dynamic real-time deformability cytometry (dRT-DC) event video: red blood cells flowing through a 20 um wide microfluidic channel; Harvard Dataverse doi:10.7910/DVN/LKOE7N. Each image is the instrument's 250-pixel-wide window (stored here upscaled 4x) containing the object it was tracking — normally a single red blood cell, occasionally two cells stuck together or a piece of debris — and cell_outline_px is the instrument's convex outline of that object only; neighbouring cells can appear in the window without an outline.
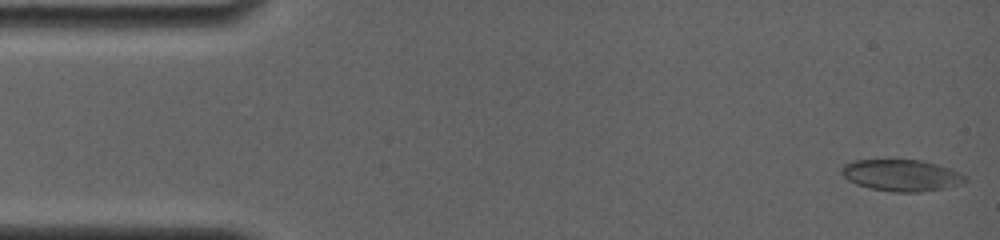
{"species": "common noctule bat (a hibernating species)", "species_latin": "Nyctalus noctula", "temperature_condition": "room temperature", "stored_images_in_passage": 39, "camera_frame_rate_fps": 4000, "um_per_image_px": 0.085, "animal": {"sex": "female", "body_mass_g": 19.0, "forearm_length_mm": 56.7}, "frame": {"image": 1, "passage_image": 1, "time_ms": 0.0, "image_size_px": [1000, 240], "cell_outline_px": [[968, 180], [960, 184], [944, 188], [920, 192], [892, 192], [872, 188], [856, 184], [848, 180], [840, 172], [840, 168], [844, 164], [852, 160], [924, 160], [960, 172], [968, 176]], "centroid_in_image_um": [76.62, 14.9], "position_along_channel_um": 8.4, "area_um2": 22.83}}
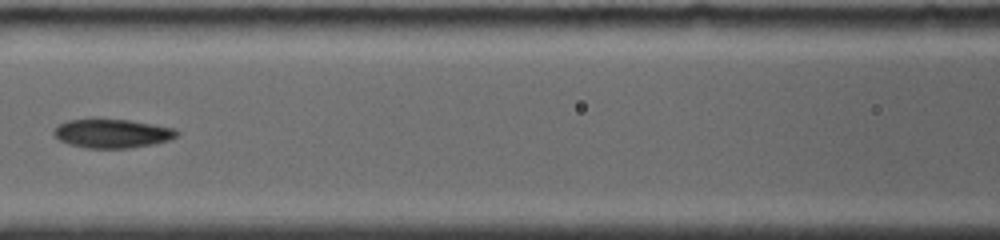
{"frame": {"image": 2, "passage_image": 18, "time_ms": 7.0, "image_size_px": [1000, 240], "cell_outline_px": [[180, 132], [176, 136], [168, 140], [156, 144], [128, 148], [84, 148], [68, 144], [60, 140], [52, 132], [60, 124], [68, 120], [128, 120], [176, 128]], "centroid_in_image_um": [9.57, 11.36], "position_along_channel_um": 157.0, "area_um2": 20.46}}
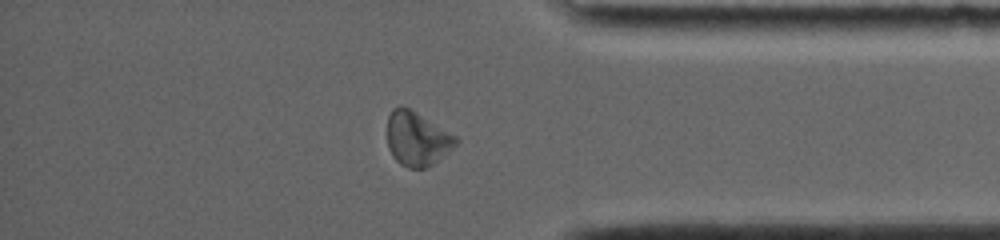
{"frame": {"image": 3, "passage_image": 34, "time_ms": 13.5, "image_size_px": [1000, 240], "cell_outline_px": [[460, 140], [456, 144], [428, 168], [408, 168], [400, 164], [392, 156], [388, 148], [388, 116], [392, 108], [400, 104], [416, 112], [456, 136]], "centroid_in_image_um": [35.42, 11.79], "position_along_channel_um": 399.8, "area_um2": 21.5}, "authors_computed_cell_mechanics": {"area_um2": 21.097, "velocity_mm_per_s": 3.8105, "shape_relaxation_time_tau1_ms": 8.6013, "shape_relaxation_time_tau2_ms": 3.7083, "deformation_change_tau1": 0.1753, "deformation_change_tau2": 0.0938}}